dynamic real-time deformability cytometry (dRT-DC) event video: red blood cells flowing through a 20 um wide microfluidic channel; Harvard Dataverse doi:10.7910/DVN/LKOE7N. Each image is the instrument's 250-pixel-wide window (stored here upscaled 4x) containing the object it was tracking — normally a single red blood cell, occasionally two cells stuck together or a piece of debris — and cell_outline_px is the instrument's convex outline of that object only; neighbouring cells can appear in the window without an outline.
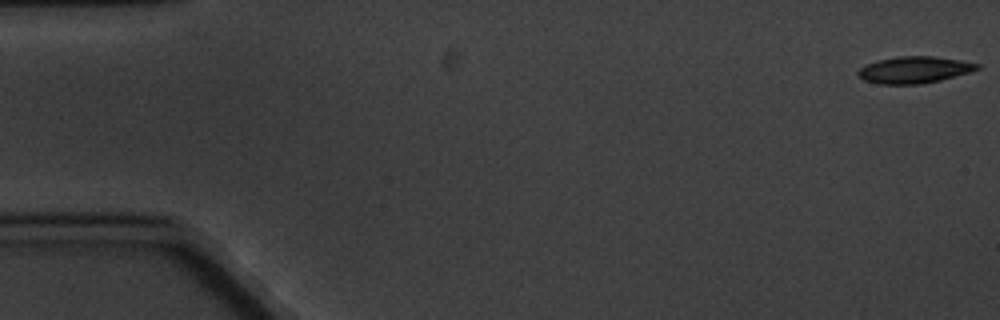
{"species": "common noctule bat (a hibernating species)", "species_latin": "Nyctalus noctula", "temperature_condition": "cold", "stored_images_in_passage": 5, "camera_frame_rate_fps": 3000, "um_per_image_px": 0.085, "animal": {"sex": "male", "body_mass_g": 20.1, "forearm_length_mm": 53.5}, "frame": {"image": 1, "passage_image": 1, "time_ms": 0.0, "image_size_px": [1000, 320], "cell_outline_px": [[980, 68], [968, 72], [940, 80], [920, 84], [880, 84], [864, 80], [856, 72], [860, 68], [876, 60], [896, 56], [932, 56], [960, 60], [980, 64]], "centroid_in_image_um": [77.69, 5.93], "position_along_channel_um": 7.3, "area_um2": 18.38}}